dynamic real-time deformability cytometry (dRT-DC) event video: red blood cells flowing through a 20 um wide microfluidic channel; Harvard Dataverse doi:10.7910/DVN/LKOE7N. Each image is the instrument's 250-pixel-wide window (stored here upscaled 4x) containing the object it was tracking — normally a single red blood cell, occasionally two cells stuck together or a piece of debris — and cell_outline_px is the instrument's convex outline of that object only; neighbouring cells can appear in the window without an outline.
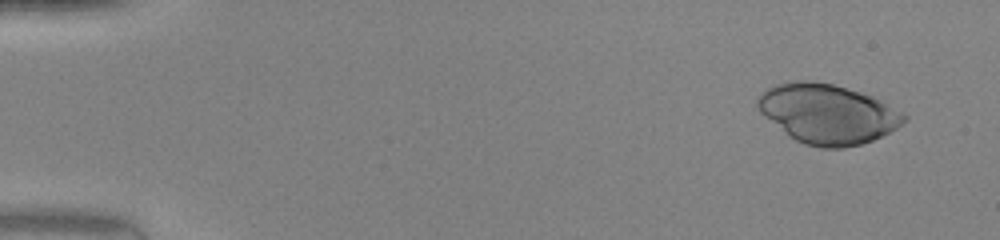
{"species": "human", "species_latin": "Homo sapiens", "temperature_condition": "warm", "stored_images_in_passage": 47, "camera_frame_rate_fps": 3000, "um_per_image_px": 0.085, "donor": {"sex": "female"}, "frame": {"image": 1, "passage_image": 2, "time_ms": 0.333, "image_size_px": [1000, 240], "cell_outline_px": [[908, 120], [896, 128], [872, 140], [860, 144], [844, 148], [820, 148], [804, 144], [796, 140], [764, 116], [760, 112], [756, 104], [756, 100], [760, 92], [776, 84], [796, 80], [812, 80], [832, 84], [860, 92], [872, 96], [880, 100], [908, 116]], "centroid_in_image_um": [70.32, 9.67], "position_along_channel_um": 14.7, "area_um2": 50.58}}
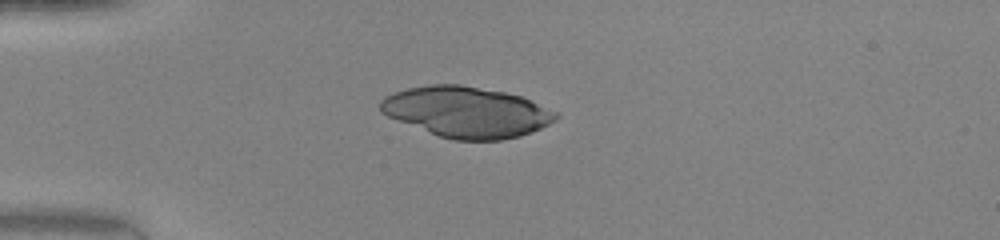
{"frame": {"image": 2, "passage_image": 12, "time_ms": 3.667, "image_size_px": [1000, 240], "cell_outline_px": [[560, 116], [556, 120], [540, 128], [520, 136], [500, 140], [452, 140], [440, 136], [388, 116], [380, 112], [380, 100], [384, 96], [392, 92], [408, 88], [432, 84], [460, 84], [504, 92], [520, 96], [560, 112]], "centroid_in_image_um": [39.68, 9.51], "position_along_channel_um": 45.3, "area_um2": 51.73}}